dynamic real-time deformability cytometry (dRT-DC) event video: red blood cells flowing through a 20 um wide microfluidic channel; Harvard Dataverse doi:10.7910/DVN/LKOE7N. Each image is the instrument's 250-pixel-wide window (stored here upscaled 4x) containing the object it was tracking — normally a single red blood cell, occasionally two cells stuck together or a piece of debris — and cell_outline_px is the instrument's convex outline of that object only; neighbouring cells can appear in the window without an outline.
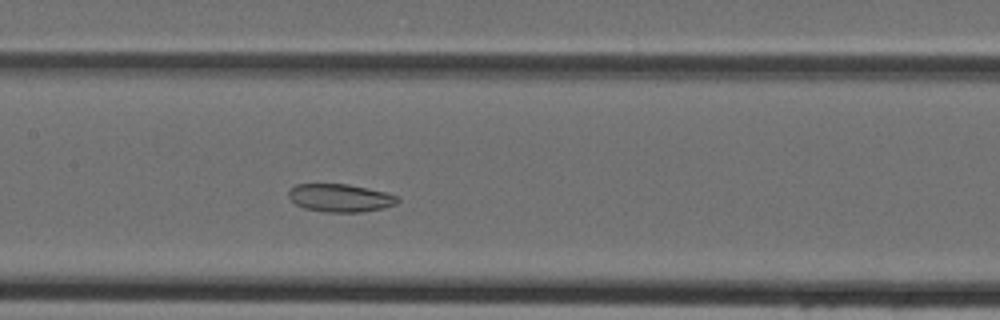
{"species": "Egyptian fruit bat (a non-hibernating species)", "species_latin": "Rousettus aegyptiacus", "temperature_condition": "cold", "stored_images_in_passage": 14, "camera_frame_rate_fps": 3000, "um_per_image_px": 0.085, "animal": {"sex": "female"}, "frame": {"image": 1, "passage_image": 8, "time_ms": 2.333, "image_size_px": [1000, 320], "cell_outline_px": [[400, 200], [396, 204], [384, 208], [360, 212], [324, 212], [304, 208], [296, 204], [288, 196], [288, 192], [296, 184], [348, 184], [384, 192], [400, 196]], "centroid_in_image_um": [28.94, 16.83], "position_along_channel_um": 178.5, "area_um2": 17.74}}
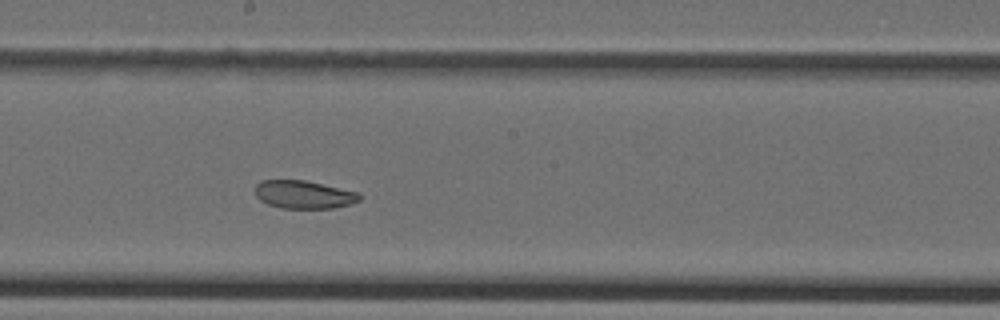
{"frame": {"image": 2, "passage_image": 11, "time_ms": 3.333, "image_size_px": [1000, 320], "cell_outline_px": [[364, 196], [360, 200], [352, 204], [332, 208], [280, 208], [268, 204], [260, 200], [256, 196], [256, 184], [260, 180], [304, 180], [360, 192]], "centroid_in_image_um": [25.87, 16.54], "position_along_channel_um": 222.3, "area_um2": 17.22}}
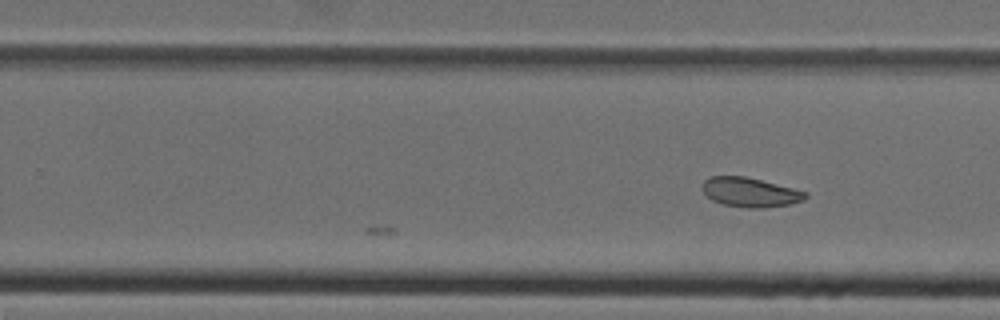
{"frame": {"image": 3, "passage_image": 14, "time_ms": 4.333, "image_size_px": [1000, 320], "cell_outline_px": [[808, 196], [804, 200], [788, 204], [764, 208], [748, 208], [724, 204], [712, 200], [700, 188], [704, 180], [708, 176], [744, 176], [808, 192]], "centroid_in_image_um": [63.73, 16.34], "position_along_channel_um": 266.1, "area_um2": 17.57}}